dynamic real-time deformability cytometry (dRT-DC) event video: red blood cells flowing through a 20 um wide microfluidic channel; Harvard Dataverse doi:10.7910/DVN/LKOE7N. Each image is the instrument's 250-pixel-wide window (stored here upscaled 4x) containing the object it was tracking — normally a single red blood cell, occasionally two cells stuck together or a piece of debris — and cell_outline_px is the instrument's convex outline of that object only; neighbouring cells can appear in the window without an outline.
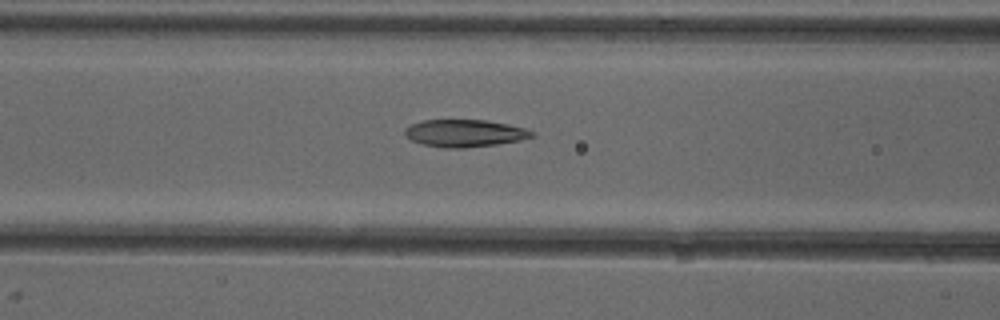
{"species": "common noctule bat (a hibernating species)", "species_latin": "Nyctalus noctula", "temperature_condition": "cold", "stored_images_in_passage": 39, "camera_frame_rate_fps": 3000, "um_per_image_px": 0.085, "animal": {"sex": "female"}, "frame": {"image": 1, "passage_image": 9, "time_ms": 2.667, "image_size_px": [1000, 320], "cell_outline_px": [[536, 136], [520, 140], [496, 144], [464, 148], [448, 148], [424, 144], [412, 140], [404, 136], [404, 128], [412, 124], [424, 120], [488, 120], [508, 124], [524, 128], [536, 132]], "centroid_in_image_um": [39.52, 11.32], "position_along_channel_um": 127.1, "area_um2": 20.23}}
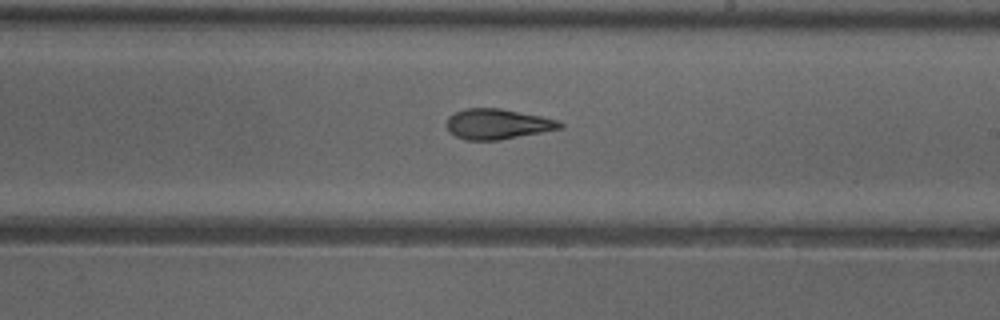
{"frame": {"image": 2, "passage_image": 18, "time_ms": 5.667, "image_size_px": [1000, 320], "cell_outline_px": [[564, 128], [500, 140], [464, 140], [448, 132], [444, 124], [448, 116], [456, 112], [468, 108], [500, 108], [560, 120], [564, 124]], "centroid_in_image_um": [42.28, 10.55], "position_along_channel_um": 246.7, "area_um2": 20.29}}
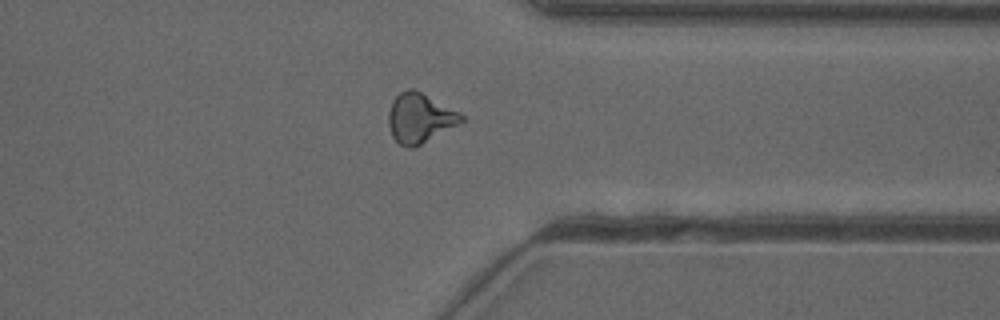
{"frame": {"image": 3, "passage_image": 28, "time_ms": 9.0, "image_size_px": [1000, 320], "cell_outline_px": [[468, 120], [412, 148], [408, 148], [400, 144], [392, 136], [388, 124], [388, 112], [392, 100], [400, 92], [408, 88], [416, 88], [460, 112]], "centroid_in_image_um": [35.71, 10.0], "position_along_channel_um": 375.7, "area_um2": 21.39}, "authors_computed_cell_mechanics": {"area_um2": 20.23, "velocity_mm_per_s": 3.9773, "shape_relaxation_time_tau1_ms": 6.7075, "shape_relaxation_time_tau2_ms": 1.8598, "deformation_change_tau1": 0.1932, "deformation_change_tau2": 0.0986}}